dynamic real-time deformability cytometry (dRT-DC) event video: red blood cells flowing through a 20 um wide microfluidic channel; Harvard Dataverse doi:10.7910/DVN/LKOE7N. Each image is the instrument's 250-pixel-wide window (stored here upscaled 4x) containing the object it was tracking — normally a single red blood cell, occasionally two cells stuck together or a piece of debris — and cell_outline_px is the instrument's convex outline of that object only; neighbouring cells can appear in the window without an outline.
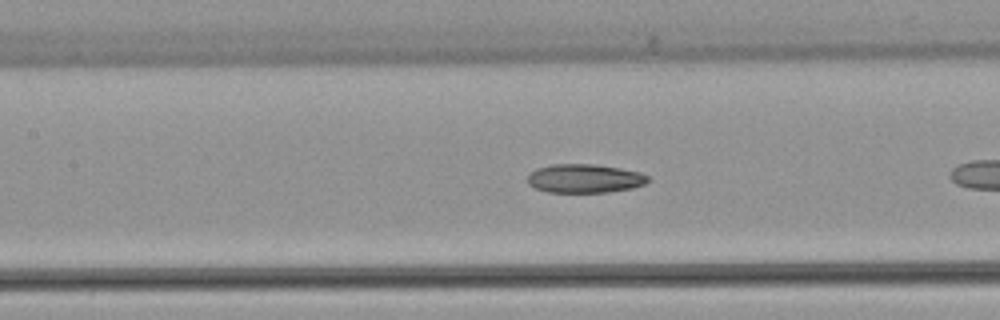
{"species": "common noctule bat (a hibernating species)", "species_latin": "Nyctalus noctula", "temperature_condition": "warm", "stored_images_in_passage": 13, "camera_frame_rate_fps": 3000, "um_per_image_px": 0.085, "animal": {"sex": "female", "body_mass_g": 22.7, "forearm_length_mm": 54.2}, "frame": {"image": 1, "passage_image": 8, "time_ms": 2.333, "image_size_px": [1000, 320], "cell_outline_px": [[648, 180], [644, 184], [632, 188], [608, 192], [548, 192], [536, 188], [528, 184], [528, 172], [536, 168], [552, 164], [596, 164], [620, 168], [640, 172], [648, 176]], "centroid_in_image_um": [49.66, 15.16], "position_along_channel_um": 157.7, "area_um2": 20.23}}
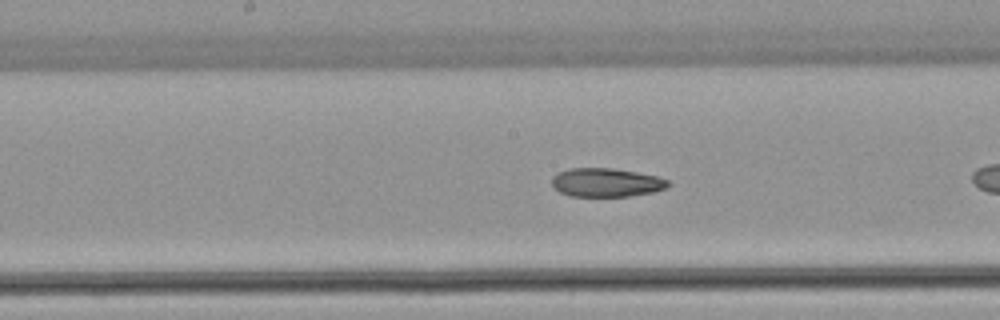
{"frame": {"image": 2, "passage_image": 11, "time_ms": 3.333, "image_size_px": [1000, 320], "cell_outline_px": [[672, 184], [668, 188], [652, 192], [628, 196], [572, 196], [560, 192], [552, 184], [552, 176], [568, 168], [612, 168], [636, 172], [656, 176], [668, 180]], "centroid_in_image_um": [51.56, 15.51], "position_along_channel_um": 196.6, "area_um2": 19.36}}